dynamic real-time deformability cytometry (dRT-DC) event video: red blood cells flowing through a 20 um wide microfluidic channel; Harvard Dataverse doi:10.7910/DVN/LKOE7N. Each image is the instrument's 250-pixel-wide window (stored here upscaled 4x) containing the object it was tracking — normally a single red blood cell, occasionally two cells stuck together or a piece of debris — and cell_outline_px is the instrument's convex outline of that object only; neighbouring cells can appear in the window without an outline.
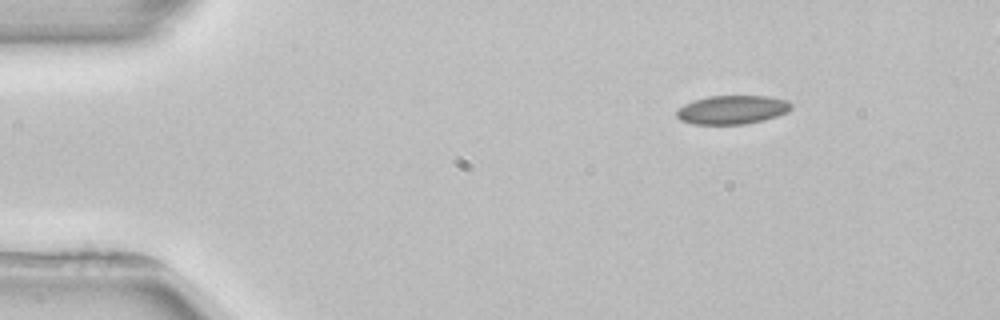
{"species": "common noctule bat (a hibernating species)", "species_latin": "Nyctalus noctula", "temperature_condition": "room temperature", "stored_images_in_passage": 3, "camera_frame_rate_fps": 3000, "um_per_image_px": 0.085, "animal": {"sex": "female", "body_mass_g": 22.7, "forearm_length_mm": 54.2}, "frame": {"image": 1, "passage_image": 1, "time_ms": 0.0, "image_size_px": [1000, 320], "cell_outline_px": [[792, 108], [788, 112], [764, 120], [744, 124], [692, 124], [680, 120], [676, 116], [676, 108], [692, 100], [708, 96], [768, 96], [788, 100], [792, 104]], "centroid_in_image_um": [62.22, 9.32], "position_along_channel_um": 22.8, "area_um2": 19.42}}